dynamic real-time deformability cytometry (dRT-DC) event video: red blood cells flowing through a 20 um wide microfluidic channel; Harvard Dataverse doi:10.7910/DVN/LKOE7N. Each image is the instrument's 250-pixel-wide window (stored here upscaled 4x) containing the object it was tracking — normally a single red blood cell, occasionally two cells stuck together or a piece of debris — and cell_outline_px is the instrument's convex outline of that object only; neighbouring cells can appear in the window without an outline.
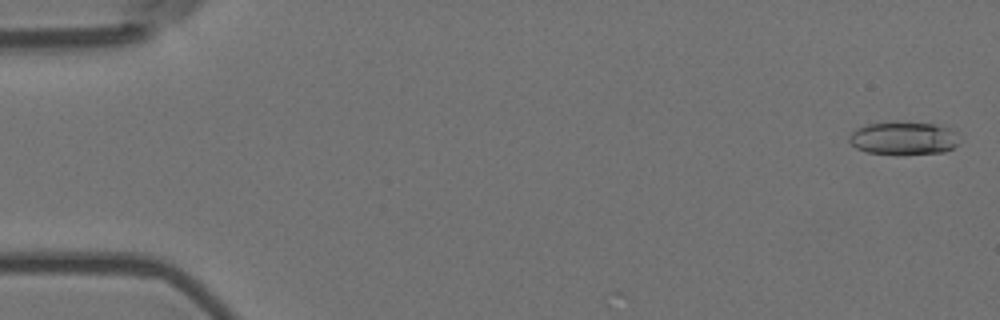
{"species": "Egyptian fruit bat (a non-hibernating species)", "species_latin": "Rousettus aegyptiacus", "temperature_condition": "room temperature", "stored_images_in_passage": 57, "camera_frame_rate_fps": 3000, "um_per_image_px": 0.085, "animal": {"sex": "female"}, "frame": {"image": 1, "passage_image": 2, "time_ms": 0.333, "image_size_px": [1000, 320], "cell_outline_px": [[956, 144], [952, 148], [944, 152], [900, 156], [896, 156], [868, 152], [856, 148], [848, 140], [848, 136], [856, 128], [864, 124], [896, 120], [932, 124], [948, 128], [956, 132]], "centroid_in_image_um": [76.73, 11.75], "position_along_channel_um": 8.3, "area_um2": 21.91}}
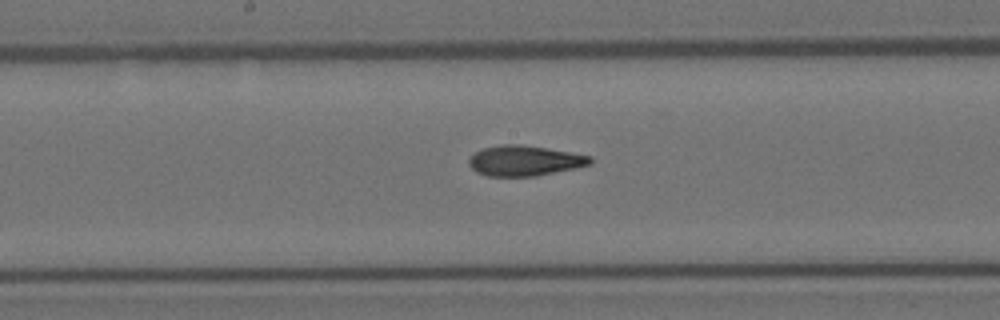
{"frame": {"image": 2, "passage_image": 30, "time_ms": 9.667, "image_size_px": [1000, 320], "cell_outline_px": [[592, 164], [576, 168], [536, 176], [488, 176], [476, 172], [468, 164], [468, 160], [476, 152], [484, 148], [504, 144], [520, 144], [548, 148], [592, 156]], "centroid_in_image_um": [44.61, 13.66], "position_along_channel_um": 203.6, "area_um2": 21.44}}
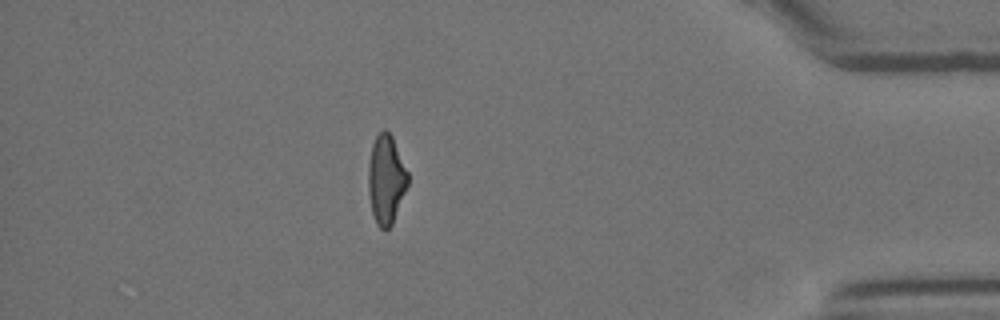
{"frame": {"image": 3, "passage_image": 50, "time_ms": 16.333, "image_size_px": [1000, 320], "cell_outline_px": [[408, 184], [392, 224], [384, 232], [376, 224], [372, 212], [368, 192], [368, 164], [372, 144], [376, 136], [384, 128], [392, 136], [408, 172]], "centroid_in_image_um": [32.8, 15.26], "position_along_channel_um": 402.4, "area_um2": 20.52}, "authors_computed_cell_mechanics": {"area_um2": 21.097, "velocity_mm_per_s": 3.6219, "shape_relaxation_time_tau1_ms": 9.4426, "shape_relaxation_time_tau2_ms": 2.85, "deformation_change_tau1": 0.2606, "deformation_change_tau2": 0.1162}}